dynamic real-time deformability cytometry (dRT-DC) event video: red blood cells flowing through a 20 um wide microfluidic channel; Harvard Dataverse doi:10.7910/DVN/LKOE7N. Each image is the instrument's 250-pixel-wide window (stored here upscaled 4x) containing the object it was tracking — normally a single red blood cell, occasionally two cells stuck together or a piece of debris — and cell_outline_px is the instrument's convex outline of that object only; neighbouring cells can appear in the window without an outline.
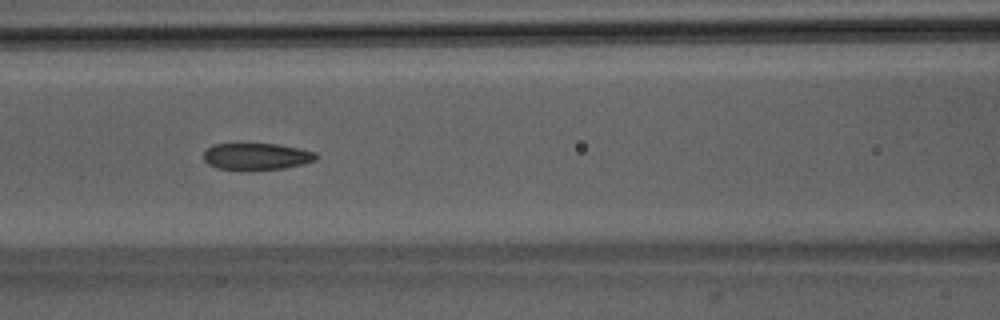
{"species": "Egyptian fruit bat (a non-hibernating species)", "species_latin": "Rousettus aegyptiacus", "temperature_condition": "room temperature", "stored_images_in_passage": 51, "camera_frame_rate_fps": 3000, "um_per_image_px": 0.085, "animal": {"sex": "male"}, "frame": {"image": 1, "passage_image": 23, "time_ms": 7.333, "image_size_px": [1000, 320], "cell_outline_px": [[320, 156], [316, 160], [304, 164], [284, 168], [216, 168], [208, 164], [204, 160], [204, 152], [212, 144], [276, 144], [300, 148], [316, 152]], "centroid_in_image_um": [21.86, 13.27], "position_along_channel_um": 144.7, "area_um2": 17.17}}
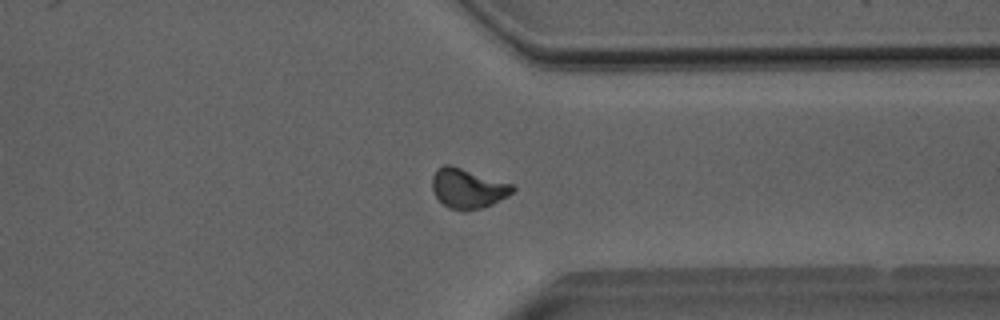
{"frame": {"image": 2, "passage_image": 40, "time_ms": 13.0, "image_size_px": [1000, 320], "cell_outline_px": [[516, 188], [508, 196], [492, 204], [480, 208], [464, 212], [448, 208], [436, 196], [432, 188], [432, 176], [444, 164], [452, 164], [512, 184]], "centroid_in_image_um": [39.77, 16.02], "position_along_channel_um": 371.6, "area_um2": 18.67}}
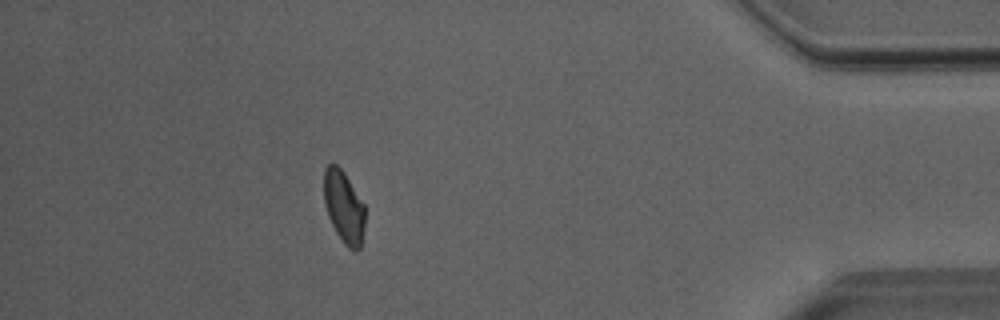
{"frame": {"image": 3, "passage_image": 46, "time_ms": 15.0, "image_size_px": [1000, 320], "cell_outline_px": [[364, 228], [360, 248], [356, 252], [352, 252], [344, 244], [336, 232], [328, 216], [324, 204], [324, 168], [328, 164], [336, 164], [344, 172], [364, 204]], "centroid_in_image_um": [29.22, 17.61], "position_along_channel_um": 406.0, "area_um2": 17.34}, "authors_computed_cell_mechanics": {"area_um2": 18.5538, "velocity_mm_per_s": 4.0295, "shape_relaxation_time_tau1_ms": 6.0759, "shape_relaxation_time_tau2_ms": 1.7139, "deformation_change_tau1": 0.1519, "deformation_change_tau2": 0.0732}}